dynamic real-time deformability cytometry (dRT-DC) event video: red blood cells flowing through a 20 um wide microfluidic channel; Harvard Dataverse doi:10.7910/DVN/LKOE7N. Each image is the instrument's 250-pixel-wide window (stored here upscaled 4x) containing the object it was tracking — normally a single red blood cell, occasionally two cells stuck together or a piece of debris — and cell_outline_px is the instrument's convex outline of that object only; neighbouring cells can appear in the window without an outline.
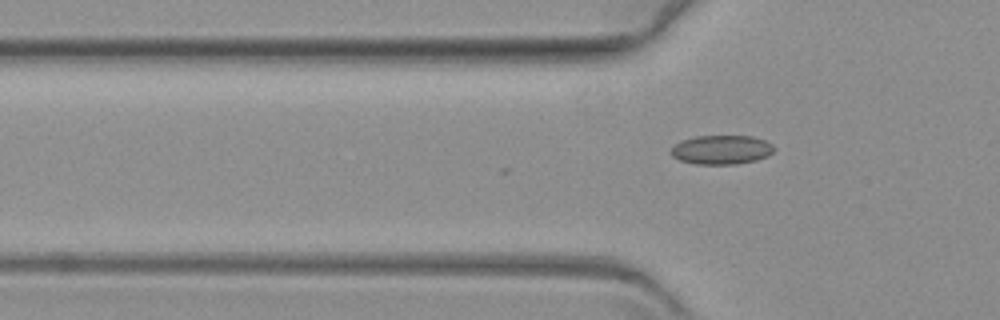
{"species": "common noctule bat (a hibernating species)", "species_latin": "Nyctalus noctula", "temperature_condition": "warm", "stored_images_in_passage": 9, "camera_frame_rate_fps": 3000, "um_per_image_px": 0.085, "animal": {"sex": "female", "body_mass_g": 19.3, "forearm_length_mm": 54.1}, "frame": {"image": 1, "passage_image": 9, "time_ms": 2.667, "image_size_px": [1000, 320], "cell_outline_px": [[776, 148], [768, 156], [756, 160], [736, 164], [696, 164], [680, 160], [672, 156], [668, 152], [676, 144], [684, 140], [696, 136], [752, 136], [764, 140], [772, 144]], "centroid_in_image_um": [61.34, 12.73], "position_along_channel_um": 64.5, "area_um2": 17.46}}